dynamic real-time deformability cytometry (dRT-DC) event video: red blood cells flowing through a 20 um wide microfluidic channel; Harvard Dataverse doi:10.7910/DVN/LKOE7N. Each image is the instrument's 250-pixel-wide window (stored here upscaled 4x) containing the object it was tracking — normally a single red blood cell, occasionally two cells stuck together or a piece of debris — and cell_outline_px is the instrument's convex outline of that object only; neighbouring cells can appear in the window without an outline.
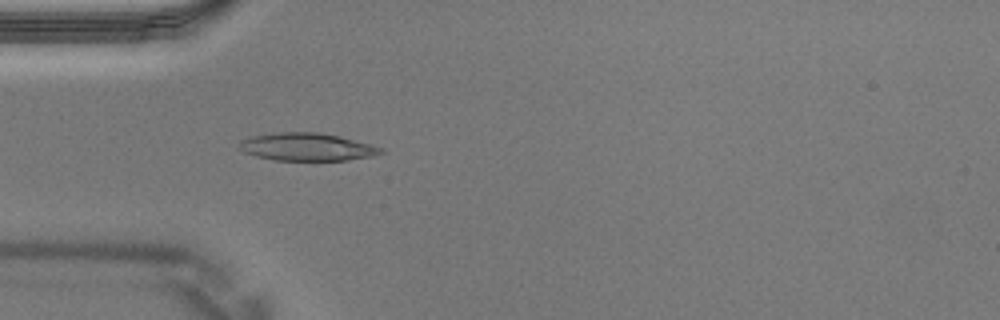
{"species": "Egyptian fruit bat (a non-hibernating species)", "species_latin": "Rousettus aegyptiacus", "temperature_condition": "warm", "stored_images_in_passage": 40, "camera_frame_rate_fps": 3000, "um_per_image_px": 0.085, "animal": {"sex": "male"}, "frame": {"image": 1, "passage_image": 12, "time_ms": 3.667, "image_size_px": [1000, 320], "cell_outline_px": [[384, 152], [372, 156], [348, 160], [272, 160], [256, 156], [244, 152], [240, 148], [240, 140], [252, 136], [280, 132], [316, 132], [340, 136], [372, 144], [384, 148]], "centroid_in_image_um": [26.12, 12.49], "position_along_channel_um": 58.9, "area_um2": 22.89}}
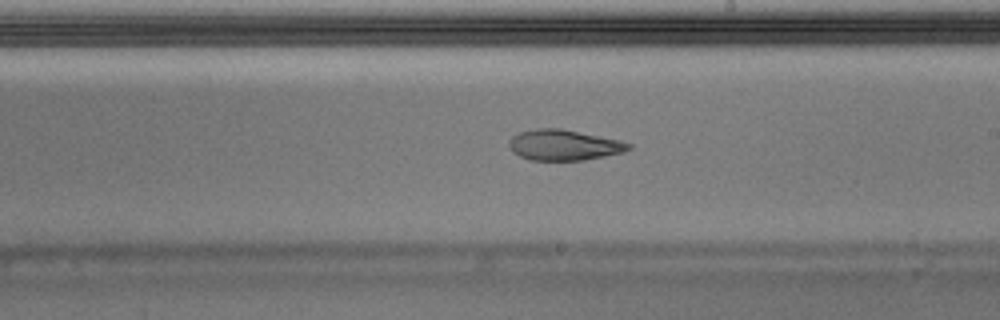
{"frame": {"image": 2, "passage_image": 23, "time_ms": 7.333, "image_size_px": [1000, 320], "cell_outline_px": [[632, 148], [624, 152], [584, 160], [532, 160], [520, 156], [512, 152], [508, 144], [508, 140], [512, 136], [520, 132], [536, 128], [560, 128], [616, 140], [632, 144]], "centroid_in_image_um": [47.88, 12.33], "position_along_channel_um": 241.1, "area_um2": 21.15}}
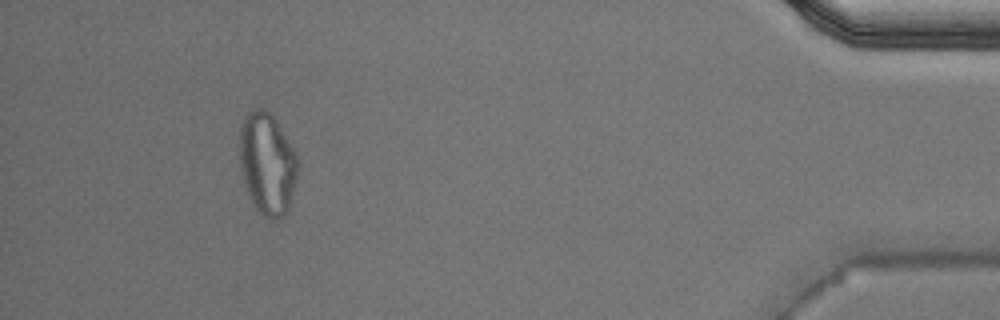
{"frame": {"image": 3, "passage_image": 37, "time_ms": 12.0, "image_size_px": [1000, 320], "cell_outline_px": [[296, 180], [292, 200], [284, 216], [280, 220], [268, 220], [252, 204], [244, 184], [240, 168], [240, 128], [244, 116], [248, 112], [256, 108], [264, 108], [276, 120], [292, 148], [296, 156]], "centroid_in_image_um": [22.69, 13.95], "position_along_channel_um": 412.5, "area_um2": 34.51}}